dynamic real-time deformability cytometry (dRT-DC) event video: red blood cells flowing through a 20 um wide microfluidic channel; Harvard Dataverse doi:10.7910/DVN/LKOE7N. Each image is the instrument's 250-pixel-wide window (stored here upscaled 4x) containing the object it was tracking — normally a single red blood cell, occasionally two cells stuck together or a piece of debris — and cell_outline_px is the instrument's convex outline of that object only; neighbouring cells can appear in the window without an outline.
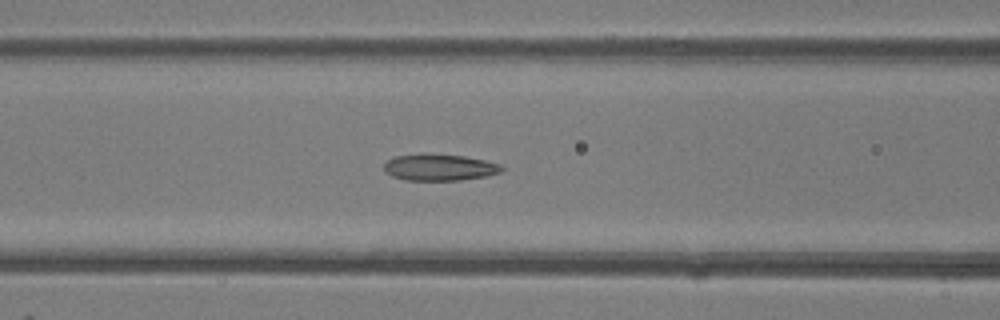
{"species": "common noctule bat (a hibernating species)", "species_latin": "Nyctalus noctula", "temperature_condition": "room temperature", "stored_images_in_passage": 24, "camera_frame_rate_fps": 3000, "um_per_image_px": 0.085, "animal": {"sex": "female"}, "frame": {"image": 1, "passage_image": 21, "time_ms": 6.667, "image_size_px": [1000, 320], "cell_outline_px": [[504, 168], [500, 172], [488, 176], [460, 180], [404, 180], [392, 176], [384, 172], [384, 164], [388, 160], [396, 156], [420, 152], [424, 152], [464, 156], [484, 160], [500, 164]], "centroid_in_image_um": [37.32, 14.21], "position_along_channel_um": 129.3, "area_um2": 18.55}}
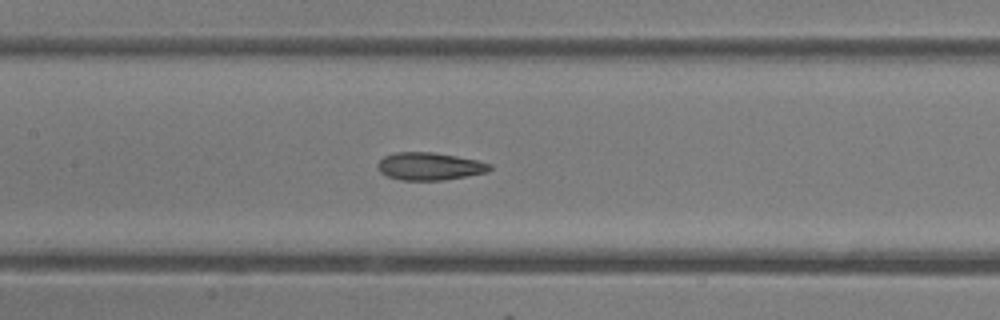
{"frame": {"image": 2, "passage_image": 24, "time_ms": 7.667, "image_size_px": [1000, 320], "cell_outline_px": [[492, 168], [488, 172], [444, 180], [400, 180], [388, 176], [380, 172], [376, 168], [376, 164], [384, 156], [396, 152], [432, 152], [456, 156], [476, 160], [492, 164]], "centroid_in_image_um": [36.5, 14.13], "position_along_channel_um": 170.9, "area_um2": 18.09}}